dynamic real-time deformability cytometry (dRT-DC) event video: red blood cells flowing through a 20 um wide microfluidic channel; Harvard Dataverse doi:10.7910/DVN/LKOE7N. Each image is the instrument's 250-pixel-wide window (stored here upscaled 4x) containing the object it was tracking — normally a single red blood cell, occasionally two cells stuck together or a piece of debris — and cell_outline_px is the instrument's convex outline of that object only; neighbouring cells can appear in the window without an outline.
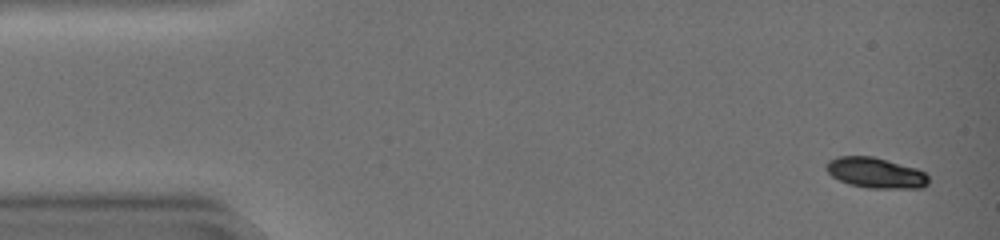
{"species": "common noctule bat (a hibernating species)", "species_latin": "Nyctalus noctula", "temperature_condition": "warm", "stored_images_in_passage": 45, "camera_frame_rate_fps": 3000, "um_per_image_px": 0.085, "animal": {"sex": "female", "body_mass_g": 19.0, "forearm_length_mm": 51.5}, "frame": {"image": 1, "passage_image": 1, "time_ms": 0.0, "image_size_px": [1000, 240], "cell_outline_px": [[928, 184], [924, 188], [868, 188], [848, 184], [832, 176], [824, 168], [824, 164], [828, 160], [836, 156], [872, 156], [916, 168], [924, 172], [928, 176]], "centroid_in_image_um": [74.4, 14.69], "position_along_channel_um": 10.6, "area_um2": 18.32}}
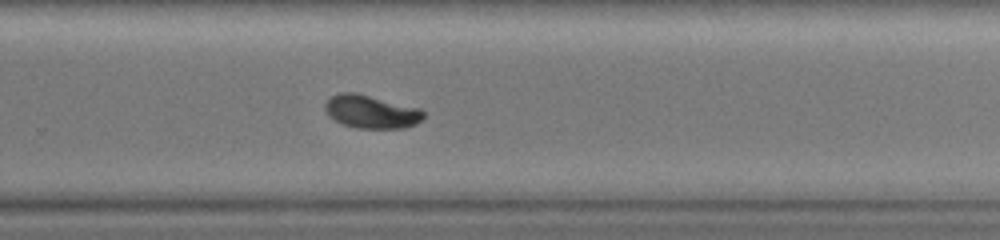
{"frame": {"image": 2, "passage_image": 30, "time_ms": 9.667, "image_size_px": [1000, 240], "cell_outline_px": [[424, 116], [416, 124], [404, 128], [356, 128], [340, 124], [328, 116], [324, 108], [324, 104], [332, 96], [340, 92], [352, 92], [420, 108], [424, 112]], "centroid_in_image_um": [31.51, 9.51], "position_along_channel_um": 298.3, "area_um2": 18.96}}
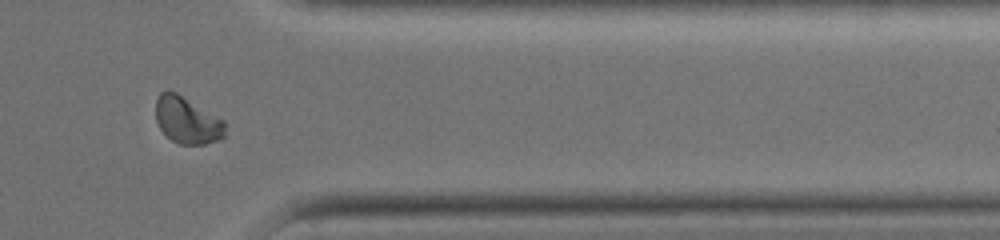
{"frame": {"image": 3, "passage_image": 37, "time_ms": 12.0, "image_size_px": [1000, 240], "cell_outline_px": [[224, 136], [216, 140], [204, 144], [180, 144], [172, 140], [160, 128], [156, 120], [156, 100], [160, 92], [176, 92], [224, 120]], "centroid_in_image_um": [15.89, 10.22], "position_along_channel_um": 395.5, "area_um2": 18.5}, "authors_computed_cell_mechanics": {"area_um2": 19.7676, "velocity_mm_per_s": 4.2435, "shape_relaxation_time_tau1_ms": 3.1226, "shape_relaxation_time_tau2_ms": 2.36, "deformation_change_tau1": 0.1521, "deformation_change_tau2": 0.0345}}